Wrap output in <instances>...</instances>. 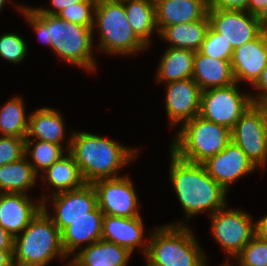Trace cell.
<instances>
[{
	"label": "cell",
	"mask_w": 267,
	"mask_h": 266,
	"mask_svg": "<svg viewBox=\"0 0 267 266\" xmlns=\"http://www.w3.org/2000/svg\"><path fill=\"white\" fill-rule=\"evenodd\" d=\"M94 14L93 36L95 28H98L100 39L97 47L101 52L124 56L147 48L133 32L123 2L97 1Z\"/></svg>",
	"instance_id": "obj_7"
},
{
	"label": "cell",
	"mask_w": 267,
	"mask_h": 266,
	"mask_svg": "<svg viewBox=\"0 0 267 266\" xmlns=\"http://www.w3.org/2000/svg\"><path fill=\"white\" fill-rule=\"evenodd\" d=\"M96 3L97 0H83L64 8L57 16L77 25L93 27Z\"/></svg>",
	"instance_id": "obj_32"
},
{
	"label": "cell",
	"mask_w": 267,
	"mask_h": 266,
	"mask_svg": "<svg viewBox=\"0 0 267 266\" xmlns=\"http://www.w3.org/2000/svg\"><path fill=\"white\" fill-rule=\"evenodd\" d=\"M260 29L263 33L267 34V3L261 12L257 15Z\"/></svg>",
	"instance_id": "obj_43"
},
{
	"label": "cell",
	"mask_w": 267,
	"mask_h": 266,
	"mask_svg": "<svg viewBox=\"0 0 267 266\" xmlns=\"http://www.w3.org/2000/svg\"><path fill=\"white\" fill-rule=\"evenodd\" d=\"M233 51L231 43L209 26L199 52L212 58L231 60Z\"/></svg>",
	"instance_id": "obj_31"
},
{
	"label": "cell",
	"mask_w": 267,
	"mask_h": 266,
	"mask_svg": "<svg viewBox=\"0 0 267 266\" xmlns=\"http://www.w3.org/2000/svg\"><path fill=\"white\" fill-rule=\"evenodd\" d=\"M0 266H15L13 250H0Z\"/></svg>",
	"instance_id": "obj_42"
},
{
	"label": "cell",
	"mask_w": 267,
	"mask_h": 266,
	"mask_svg": "<svg viewBox=\"0 0 267 266\" xmlns=\"http://www.w3.org/2000/svg\"><path fill=\"white\" fill-rule=\"evenodd\" d=\"M23 99L12 97L0 108V133L2 136L26 138L29 116L25 113Z\"/></svg>",
	"instance_id": "obj_29"
},
{
	"label": "cell",
	"mask_w": 267,
	"mask_h": 266,
	"mask_svg": "<svg viewBox=\"0 0 267 266\" xmlns=\"http://www.w3.org/2000/svg\"><path fill=\"white\" fill-rule=\"evenodd\" d=\"M154 230L148 239L146 266H206V256L184 222Z\"/></svg>",
	"instance_id": "obj_5"
},
{
	"label": "cell",
	"mask_w": 267,
	"mask_h": 266,
	"mask_svg": "<svg viewBox=\"0 0 267 266\" xmlns=\"http://www.w3.org/2000/svg\"><path fill=\"white\" fill-rule=\"evenodd\" d=\"M144 223L141 216L126 218L103 215L101 239L128 249L131 253L141 248L146 254L148 237H144ZM146 238V239H145Z\"/></svg>",
	"instance_id": "obj_17"
},
{
	"label": "cell",
	"mask_w": 267,
	"mask_h": 266,
	"mask_svg": "<svg viewBox=\"0 0 267 266\" xmlns=\"http://www.w3.org/2000/svg\"><path fill=\"white\" fill-rule=\"evenodd\" d=\"M24 152V138L0 136V166L20 160Z\"/></svg>",
	"instance_id": "obj_35"
},
{
	"label": "cell",
	"mask_w": 267,
	"mask_h": 266,
	"mask_svg": "<svg viewBox=\"0 0 267 266\" xmlns=\"http://www.w3.org/2000/svg\"><path fill=\"white\" fill-rule=\"evenodd\" d=\"M158 33L165 27L203 19L207 0H154Z\"/></svg>",
	"instance_id": "obj_20"
},
{
	"label": "cell",
	"mask_w": 267,
	"mask_h": 266,
	"mask_svg": "<svg viewBox=\"0 0 267 266\" xmlns=\"http://www.w3.org/2000/svg\"><path fill=\"white\" fill-rule=\"evenodd\" d=\"M81 249L66 266H127L133 254L103 239Z\"/></svg>",
	"instance_id": "obj_21"
},
{
	"label": "cell",
	"mask_w": 267,
	"mask_h": 266,
	"mask_svg": "<svg viewBox=\"0 0 267 266\" xmlns=\"http://www.w3.org/2000/svg\"><path fill=\"white\" fill-rule=\"evenodd\" d=\"M224 208L210 215L212 235L229 257L235 258L255 235V222L242 210Z\"/></svg>",
	"instance_id": "obj_10"
},
{
	"label": "cell",
	"mask_w": 267,
	"mask_h": 266,
	"mask_svg": "<svg viewBox=\"0 0 267 266\" xmlns=\"http://www.w3.org/2000/svg\"><path fill=\"white\" fill-rule=\"evenodd\" d=\"M267 0H249L248 12L253 15H258L265 7Z\"/></svg>",
	"instance_id": "obj_41"
},
{
	"label": "cell",
	"mask_w": 267,
	"mask_h": 266,
	"mask_svg": "<svg viewBox=\"0 0 267 266\" xmlns=\"http://www.w3.org/2000/svg\"><path fill=\"white\" fill-rule=\"evenodd\" d=\"M209 19L206 15L203 19L190 22L170 25L163 28L158 35L162 37L170 47L177 49H188L198 52L204 41Z\"/></svg>",
	"instance_id": "obj_24"
},
{
	"label": "cell",
	"mask_w": 267,
	"mask_h": 266,
	"mask_svg": "<svg viewBox=\"0 0 267 266\" xmlns=\"http://www.w3.org/2000/svg\"><path fill=\"white\" fill-rule=\"evenodd\" d=\"M209 26L230 42L233 49L255 39L262 31L257 16L244 10L208 8Z\"/></svg>",
	"instance_id": "obj_12"
},
{
	"label": "cell",
	"mask_w": 267,
	"mask_h": 266,
	"mask_svg": "<svg viewBox=\"0 0 267 266\" xmlns=\"http://www.w3.org/2000/svg\"><path fill=\"white\" fill-rule=\"evenodd\" d=\"M230 61L212 58L198 51L195 53L192 79L202 91L232 85L235 79Z\"/></svg>",
	"instance_id": "obj_22"
},
{
	"label": "cell",
	"mask_w": 267,
	"mask_h": 266,
	"mask_svg": "<svg viewBox=\"0 0 267 266\" xmlns=\"http://www.w3.org/2000/svg\"><path fill=\"white\" fill-rule=\"evenodd\" d=\"M207 173L225 190L241 177L258 169L232 141L218 154L202 163Z\"/></svg>",
	"instance_id": "obj_13"
},
{
	"label": "cell",
	"mask_w": 267,
	"mask_h": 266,
	"mask_svg": "<svg viewBox=\"0 0 267 266\" xmlns=\"http://www.w3.org/2000/svg\"><path fill=\"white\" fill-rule=\"evenodd\" d=\"M0 250H14V237L0 225Z\"/></svg>",
	"instance_id": "obj_39"
},
{
	"label": "cell",
	"mask_w": 267,
	"mask_h": 266,
	"mask_svg": "<svg viewBox=\"0 0 267 266\" xmlns=\"http://www.w3.org/2000/svg\"><path fill=\"white\" fill-rule=\"evenodd\" d=\"M166 87L165 107L172 128L199 116L202 90L192 78L169 82Z\"/></svg>",
	"instance_id": "obj_15"
},
{
	"label": "cell",
	"mask_w": 267,
	"mask_h": 266,
	"mask_svg": "<svg viewBox=\"0 0 267 266\" xmlns=\"http://www.w3.org/2000/svg\"><path fill=\"white\" fill-rule=\"evenodd\" d=\"M255 235L262 241L267 242V215L263 216L259 221H255Z\"/></svg>",
	"instance_id": "obj_40"
},
{
	"label": "cell",
	"mask_w": 267,
	"mask_h": 266,
	"mask_svg": "<svg viewBox=\"0 0 267 266\" xmlns=\"http://www.w3.org/2000/svg\"><path fill=\"white\" fill-rule=\"evenodd\" d=\"M234 259L239 266H267V242L254 235Z\"/></svg>",
	"instance_id": "obj_33"
},
{
	"label": "cell",
	"mask_w": 267,
	"mask_h": 266,
	"mask_svg": "<svg viewBox=\"0 0 267 266\" xmlns=\"http://www.w3.org/2000/svg\"><path fill=\"white\" fill-rule=\"evenodd\" d=\"M208 8L248 11L249 0H207Z\"/></svg>",
	"instance_id": "obj_36"
},
{
	"label": "cell",
	"mask_w": 267,
	"mask_h": 266,
	"mask_svg": "<svg viewBox=\"0 0 267 266\" xmlns=\"http://www.w3.org/2000/svg\"><path fill=\"white\" fill-rule=\"evenodd\" d=\"M28 46L22 36L17 33H4L0 35V57L19 63L27 56Z\"/></svg>",
	"instance_id": "obj_34"
},
{
	"label": "cell",
	"mask_w": 267,
	"mask_h": 266,
	"mask_svg": "<svg viewBox=\"0 0 267 266\" xmlns=\"http://www.w3.org/2000/svg\"><path fill=\"white\" fill-rule=\"evenodd\" d=\"M231 141L257 168L267 163V114L261 104H252L231 130Z\"/></svg>",
	"instance_id": "obj_9"
},
{
	"label": "cell",
	"mask_w": 267,
	"mask_h": 266,
	"mask_svg": "<svg viewBox=\"0 0 267 266\" xmlns=\"http://www.w3.org/2000/svg\"><path fill=\"white\" fill-rule=\"evenodd\" d=\"M231 69L235 82H248L251 86L267 66V34L261 32L255 39L234 49Z\"/></svg>",
	"instance_id": "obj_16"
},
{
	"label": "cell",
	"mask_w": 267,
	"mask_h": 266,
	"mask_svg": "<svg viewBox=\"0 0 267 266\" xmlns=\"http://www.w3.org/2000/svg\"><path fill=\"white\" fill-rule=\"evenodd\" d=\"M267 114V98L261 103Z\"/></svg>",
	"instance_id": "obj_44"
},
{
	"label": "cell",
	"mask_w": 267,
	"mask_h": 266,
	"mask_svg": "<svg viewBox=\"0 0 267 266\" xmlns=\"http://www.w3.org/2000/svg\"><path fill=\"white\" fill-rule=\"evenodd\" d=\"M34 146L32 147V145ZM64 146L53 144L50 142L38 140L25 139V152L24 155L32 157L33 162L29 163L33 167L35 173L39 176V171L43 172L50 167L53 163L59 160L63 155Z\"/></svg>",
	"instance_id": "obj_30"
},
{
	"label": "cell",
	"mask_w": 267,
	"mask_h": 266,
	"mask_svg": "<svg viewBox=\"0 0 267 266\" xmlns=\"http://www.w3.org/2000/svg\"><path fill=\"white\" fill-rule=\"evenodd\" d=\"M169 178L187 219L209 210L210 215L227 204L225 190L202 164L186 162L173 152L170 156Z\"/></svg>",
	"instance_id": "obj_3"
},
{
	"label": "cell",
	"mask_w": 267,
	"mask_h": 266,
	"mask_svg": "<svg viewBox=\"0 0 267 266\" xmlns=\"http://www.w3.org/2000/svg\"><path fill=\"white\" fill-rule=\"evenodd\" d=\"M52 195L54 216L50 218L61 232L72 221L87 216L97 206V195L92 184L85 183L82 187Z\"/></svg>",
	"instance_id": "obj_14"
},
{
	"label": "cell",
	"mask_w": 267,
	"mask_h": 266,
	"mask_svg": "<svg viewBox=\"0 0 267 266\" xmlns=\"http://www.w3.org/2000/svg\"><path fill=\"white\" fill-rule=\"evenodd\" d=\"M123 3L133 32L148 47L152 34L158 33L154 0H127Z\"/></svg>",
	"instance_id": "obj_27"
},
{
	"label": "cell",
	"mask_w": 267,
	"mask_h": 266,
	"mask_svg": "<svg viewBox=\"0 0 267 266\" xmlns=\"http://www.w3.org/2000/svg\"><path fill=\"white\" fill-rule=\"evenodd\" d=\"M195 53L188 49L168 47L159 61L157 82L164 81L167 84L192 78Z\"/></svg>",
	"instance_id": "obj_25"
},
{
	"label": "cell",
	"mask_w": 267,
	"mask_h": 266,
	"mask_svg": "<svg viewBox=\"0 0 267 266\" xmlns=\"http://www.w3.org/2000/svg\"><path fill=\"white\" fill-rule=\"evenodd\" d=\"M62 115L55 109L42 107L29 114L28 131L25 139L36 138L62 145L65 125ZM32 137V138H31Z\"/></svg>",
	"instance_id": "obj_23"
},
{
	"label": "cell",
	"mask_w": 267,
	"mask_h": 266,
	"mask_svg": "<svg viewBox=\"0 0 267 266\" xmlns=\"http://www.w3.org/2000/svg\"><path fill=\"white\" fill-rule=\"evenodd\" d=\"M24 156L20 160L0 166V193H22L35 186L38 175Z\"/></svg>",
	"instance_id": "obj_28"
},
{
	"label": "cell",
	"mask_w": 267,
	"mask_h": 266,
	"mask_svg": "<svg viewBox=\"0 0 267 266\" xmlns=\"http://www.w3.org/2000/svg\"><path fill=\"white\" fill-rule=\"evenodd\" d=\"M83 0H51V7L54 9L48 8H36L41 14L46 15H58L66 7H70L72 4L80 3Z\"/></svg>",
	"instance_id": "obj_38"
},
{
	"label": "cell",
	"mask_w": 267,
	"mask_h": 266,
	"mask_svg": "<svg viewBox=\"0 0 267 266\" xmlns=\"http://www.w3.org/2000/svg\"><path fill=\"white\" fill-rule=\"evenodd\" d=\"M6 0H0V11L2 10V7H4Z\"/></svg>",
	"instance_id": "obj_45"
},
{
	"label": "cell",
	"mask_w": 267,
	"mask_h": 266,
	"mask_svg": "<svg viewBox=\"0 0 267 266\" xmlns=\"http://www.w3.org/2000/svg\"><path fill=\"white\" fill-rule=\"evenodd\" d=\"M237 82L226 87L210 88L201 93L199 116L232 130L253 103L249 93L240 92Z\"/></svg>",
	"instance_id": "obj_8"
},
{
	"label": "cell",
	"mask_w": 267,
	"mask_h": 266,
	"mask_svg": "<svg viewBox=\"0 0 267 266\" xmlns=\"http://www.w3.org/2000/svg\"><path fill=\"white\" fill-rule=\"evenodd\" d=\"M97 206L104 215L132 218L138 212V196L129 176L101 179L92 183Z\"/></svg>",
	"instance_id": "obj_11"
},
{
	"label": "cell",
	"mask_w": 267,
	"mask_h": 266,
	"mask_svg": "<svg viewBox=\"0 0 267 266\" xmlns=\"http://www.w3.org/2000/svg\"><path fill=\"white\" fill-rule=\"evenodd\" d=\"M66 145V152L73 156L83 180L90 184L119 177L117 173L130 161H134L139 151L88 132H72Z\"/></svg>",
	"instance_id": "obj_2"
},
{
	"label": "cell",
	"mask_w": 267,
	"mask_h": 266,
	"mask_svg": "<svg viewBox=\"0 0 267 266\" xmlns=\"http://www.w3.org/2000/svg\"><path fill=\"white\" fill-rule=\"evenodd\" d=\"M222 266H233V265H231L230 262L228 263V262L226 261V262H224V263L222 264Z\"/></svg>",
	"instance_id": "obj_47"
},
{
	"label": "cell",
	"mask_w": 267,
	"mask_h": 266,
	"mask_svg": "<svg viewBox=\"0 0 267 266\" xmlns=\"http://www.w3.org/2000/svg\"><path fill=\"white\" fill-rule=\"evenodd\" d=\"M26 17L39 40L51 47L53 52L66 63L94 71L96 61L93 58V27L77 25L57 15L41 14L36 7L17 5Z\"/></svg>",
	"instance_id": "obj_1"
},
{
	"label": "cell",
	"mask_w": 267,
	"mask_h": 266,
	"mask_svg": "<svg viewBox=\"0 0 267 266\" xmlns=\"http://www.w3.org/2000/svg\"><path fill=\"white\" fill-rule=\"evenodd\" d=\"M59 160L48 167L40 175L45 183H49L56 191L52 194L70 191L82 187L85 184L79 167L73 156L67 151Z\"/></svg>",
	"instance_id": "obj_26"
},
{
	"label": "cell",
	"mask_w": 267,
	"mask_h": 266,
	"mask_svg": "<svg viewBox=\"0 0 267 266\" xmlns=\"http://www.w3.org/2000/svg\"><path fill=\"white\" fill-rule=\"evenodd\" d=\"M252 86L259 93L256 96L250 95L252 103L261 104L267 98V66L262 70L260 77Z\"/></svg>",
	"instance_id": "obj_37"
},
{
	"label": "cell",
	"mask_w": 267,
	"mask_h": 266,
	"mask_svg": "<svg viewBox=\"0 0 267 266\" xmlns=\"http://www.w3.org/2000/svg\"><path fill=\"white\" fill-rule=\"evenodd\" d=\"M97 1H116V2H124V1H127V0H97Z\"/></svg>",
	"instance_id": "obj_46"
},
{
	"label": "cell",
	"mask_w": 267,
	"mask_h": 266,
	"mask_svg": "<svg viewBox=\"0 0 267 266\" xmlns=\"http://www.w3.org/2000/svg\"><path fill=\"white\" fill-rule=\"evenodd\" d=\"M40 199L42 208L14 238L15 266H46L56 256L68 258L61 244V233L48 214L45 196Z\"/></svg>",
	"instance_id": "obj_4"
},
{
	"label": "cell",
	"mask_w": 267,
	"mask_h": 266,
	"mask_svg": "<svg viewBox=\"0 0 267 266\" xmlns=\"http://www.w3.org/2000/svg\"><path fill=\"white\" fill-rule=\"evenodd\" d=\"M230 142V129L196 116L184 124L181 123L170 151L186 162L202 164Z\"/></svg>",
	"instance_id": "obj_6"
},
{
	"label": "cell",
	"mask_w": 267,
	"mask_h": 266,
	"mask_svg": "<svg viewBox=\"0 0 267 266\" xmlns=\"http://www.w3.org/2000/svg\"><path fill=\"white\" fill-rule=\"evenodd\" d=\"M103 213L96 206L87 216L72 221L61 233V244L67 257L82 245L89 246L101 239ZM81 246V247H80Z\"/></svg>",
	"instance_id": "obj_19"
},
{
	"label": "cell",
	"mask_w": 267,
	"mask_h": 266,
	"mask_svg": "<svg viewBox=\"0 0 267 266\" xmlns=\"http://www.w3.org/2000/svg\"><path fill=\"white\" fill-rule=\"evenodd\" d=\"M41 208L42 202H33L27 194L0 193V225L15 238Z\"/></svg>",
	"instance_id": "obj_18"
}]
</instances>
